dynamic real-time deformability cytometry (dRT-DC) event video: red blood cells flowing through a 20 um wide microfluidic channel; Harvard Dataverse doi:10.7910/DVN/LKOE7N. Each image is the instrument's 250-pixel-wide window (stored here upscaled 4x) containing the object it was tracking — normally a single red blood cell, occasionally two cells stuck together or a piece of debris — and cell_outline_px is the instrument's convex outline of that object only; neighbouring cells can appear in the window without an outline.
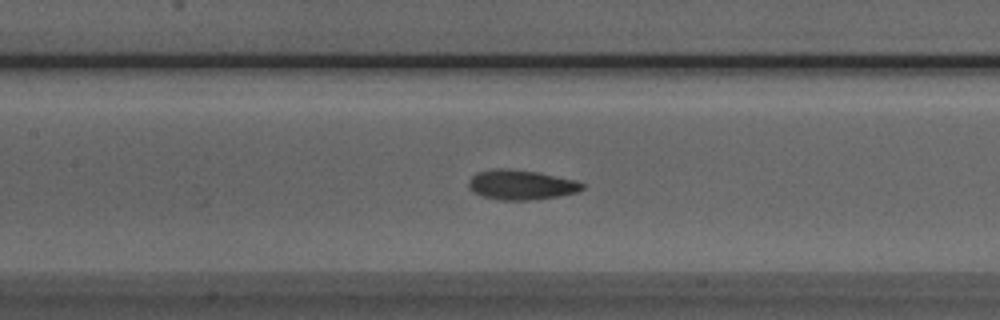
{"species": "Egyptian fruit bat (a non-hibernating species)", "species_latin": "Rousettus aegyptiacus", "temperature_condition": "room temperature", "stored_images_in_passage": 41, "camera_frame_rate_fps": 3000, "um_per_image_px": 0.085, "animal": {"sex": "male"}, "frame": {"image": 1, "passage_image": 13, "time_ms": 4.0, "image_size_px": [1000, 320], "cell_outline_px": [[584, 188], [576, 192], [556, 196], [528, 200], [500, 200], [484, 196], [472, 192], [468, 188], [468, 180], [476, 172], [496, 168], [508, 168], [536, 172], [576, 180], [584, 184]], "centroid_in_image_um": [44.24, 15.7], "position_along_channel_um": 163.2, "area_um2": 19.65}}
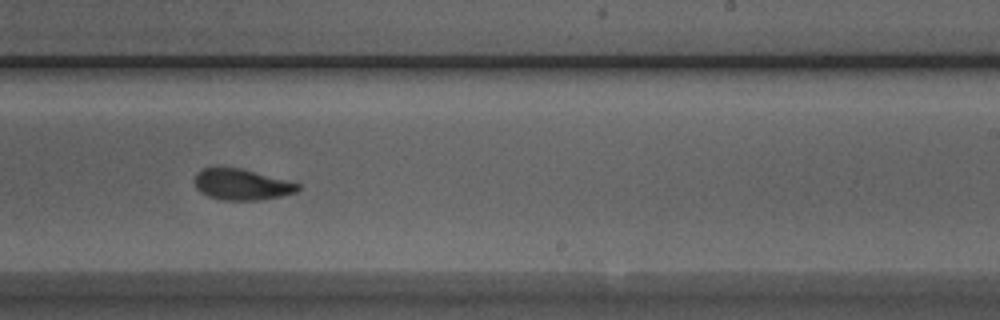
{"frame": {"image": 2, "passage_image": 21, "time_ms": 6.667, "image_size_px": [1000, 320], "cell_outline_px": [[300, 188], [296, 192], [280, 196], [260, 200], [224, 200], [208, 196], [200, 192], [196, 188], [196, 172], [200, 168], [240, 168], [300, 184]], "centroid_in_image_um": [20.52, 15.69], "position_along_channel_um": 268.5, "area_um2": 18.38}}
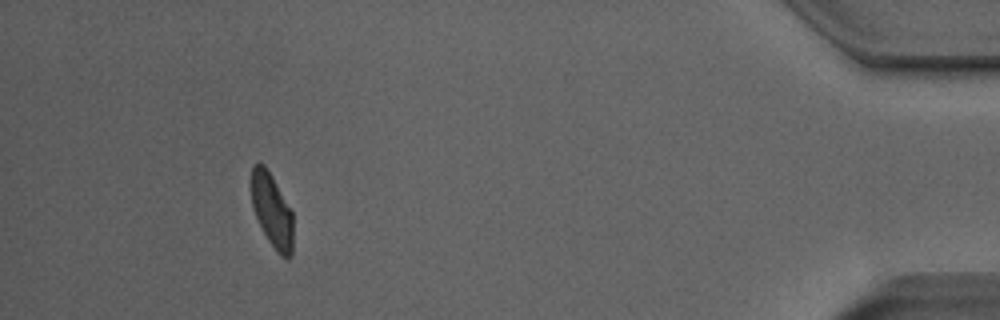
{"frame": {"image": 3, "passage_image": 37, "time_ms": 12.0, "image_size_px": [1000, 320], "cell_outline_px": [[292, 256], [288, 260], [280, 256], [276, 252], [268, 240], [252, 208], [252, 164], [264, 164], [272, 176], [292, 212]], "centroid_in_image_um": [23.12, 17.93], "position_along_channel_um": 412.1, "area_um2": 17.74}, "authors_computed_cell_mechanics": {"area_um2": 19.1896, "velocity_mm_per_s": 3.9636, "shape_relaxation_time_tau1_ms": 3.5635, "shape_relaxation_time_tau2_ms": 1.7413, "deformation_change_tau1": 0.1175, "deformation_change_tau2": 0.0618}}